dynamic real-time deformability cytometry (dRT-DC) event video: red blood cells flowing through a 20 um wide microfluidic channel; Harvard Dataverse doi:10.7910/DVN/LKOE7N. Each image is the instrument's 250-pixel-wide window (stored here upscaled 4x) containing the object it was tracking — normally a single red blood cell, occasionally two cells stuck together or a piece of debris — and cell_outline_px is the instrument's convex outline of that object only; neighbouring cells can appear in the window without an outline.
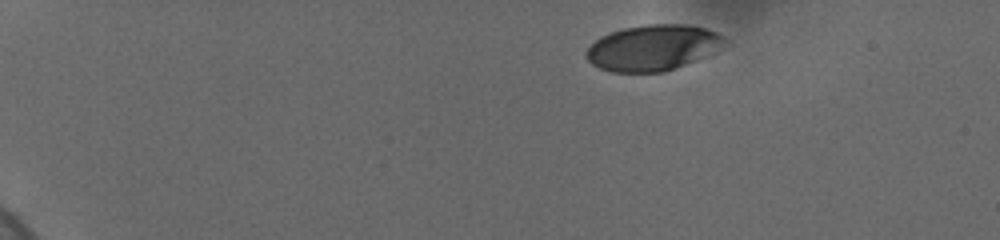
{"species": "human", "species_latin": "Homo sapiens", "temperature_condition": "cold", "stored_images_in_passage": 22, "camera_frame_rate_fps": 3000, "um_per_image_px": 0.085, "donor": {"sex": "female"}, "frame": {"image": 1, "passage_image": 1, "time_ms": 0.0, "image_size_px": [1000, 240], "cell_outline_px": [[728, 44], [684, 64], [664, 72], [612, 72], [600, 68], [592, 64], [584, 56], [588, 48], [600, 36], [624, 28], [644, 24], [684, 24], [704, 28], [716, 32], [724, 36], [728, 40]], "centroid_in_image_um": [55.47, 4.04], "position_along_channel_um": 29.5, "area_um2": 36.59}}